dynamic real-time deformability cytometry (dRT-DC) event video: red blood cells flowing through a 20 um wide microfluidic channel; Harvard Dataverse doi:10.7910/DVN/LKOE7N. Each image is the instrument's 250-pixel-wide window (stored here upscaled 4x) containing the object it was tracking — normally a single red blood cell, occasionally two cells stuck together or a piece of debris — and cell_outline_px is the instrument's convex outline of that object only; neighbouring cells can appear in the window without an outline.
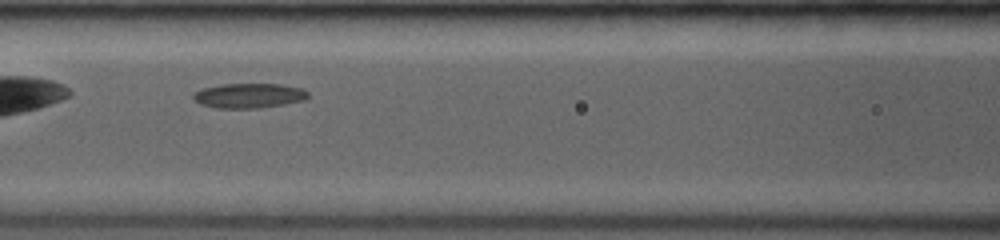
{"species": "common noctule bat (a hibernating species)", "species_latin": "Nyctalus noctula", "temperature_condition": "room temperature", "stored_images_in_passage": 34, "camera_frame_rate_fps": 3500, "um_per_image_px": 0.085, "animal": {"sex": "female", "body_mass_g": 19.0, "forearm_length_mm": 53.3}, "frame": {"image": 1, "passage_image": 9, "time_ms": 2.286, "image_size_px": [1000, 240], "cell_outline_px": [[308, 96], [304, 100], [284, 104], [260, 108], [216, 108], [200, 104], [192, 100], [192, 92], [200, 88], [224, 84], [280, 84], [300, 88], [308, 92]], "centroid_in_image_um": [21.08, 8.13], "position_along_channel_um": 145.5, "area_um2": 16.7}}
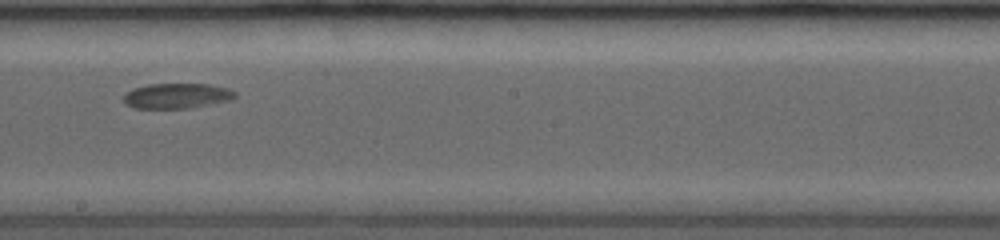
{"frame": {"image": 2, "passage_image": 16, "time_ms": 4.571, "image_size_px": [1000, 240], "cell_outline_px": [[236, 96], [228, 100], [188, 108], [132, 108], [124, 100], [124, 96], [132, 88], [148, 84], [208, 84], [228, 88], [236, 92]], "centroid_in_image_um": [15.02, 8.13], "position_along_channel_um": 233.2, "area_um2": 16.13}}
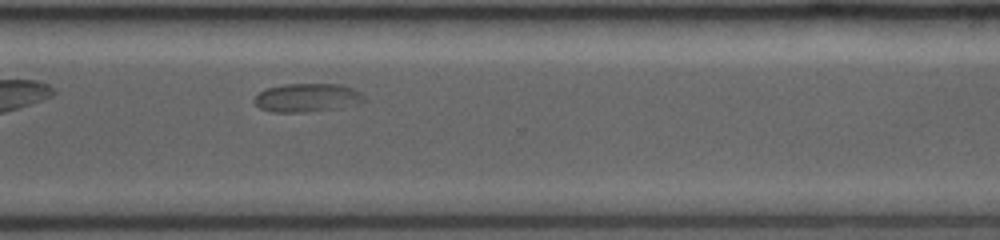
{"frame": {"image": 3, "passage_image": 26, "time_ms": 7.429, "image_size_px": [1000, 240], "cell_outline_px": [[364, 100], [360, 104], [304, 112], [272, 112], [260, 108], [252, 100], [260, 92], [268, 88], [284, 84], [340, 84], [352, 88], [360, 92], [364, 96]], "centroid_in_image_um": [26.1, 8.3], "position_along_channel_um": 344.5, "area_um2": 18.03}}